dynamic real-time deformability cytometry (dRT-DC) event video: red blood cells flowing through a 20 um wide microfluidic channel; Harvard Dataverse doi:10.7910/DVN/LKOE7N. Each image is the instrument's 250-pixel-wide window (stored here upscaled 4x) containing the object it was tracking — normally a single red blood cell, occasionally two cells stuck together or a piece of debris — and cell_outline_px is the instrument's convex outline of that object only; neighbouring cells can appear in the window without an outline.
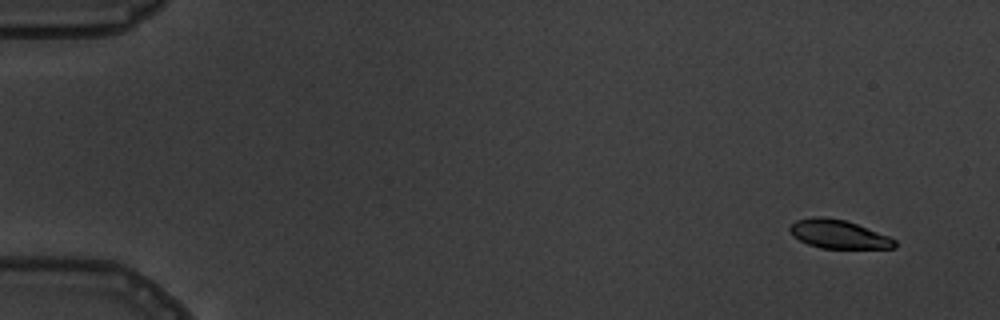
{"species": "common noctule bat (a hibernating species)", "species_latin": "Nyctalus noctula", "temperature_condition": "warm", "stored_images_in_passage": 5, "camera_frame_rate_fps": 3000, "um_per_image_px": 0.085, "animal": {"sex": "male", "body_mass_g": 19.5, "forearm_length_mm": 54.6}, "frame": {"image": 1, "passage_image": 1, "time_ms": 0.0, "image_size_px": [1000, 320], "cell_outline_px": [[896, 248], [820, 248], [808, 244], [792, 236], [788, 228], [796, 220], [812, 216], [820, 216], [844, 220], [856, 224], [888, 236], [896, 240]], "centroid_in_image_um": [71.23, 19.9], "position_along_channel_um": 13.8, "area_um2": 17.34}}